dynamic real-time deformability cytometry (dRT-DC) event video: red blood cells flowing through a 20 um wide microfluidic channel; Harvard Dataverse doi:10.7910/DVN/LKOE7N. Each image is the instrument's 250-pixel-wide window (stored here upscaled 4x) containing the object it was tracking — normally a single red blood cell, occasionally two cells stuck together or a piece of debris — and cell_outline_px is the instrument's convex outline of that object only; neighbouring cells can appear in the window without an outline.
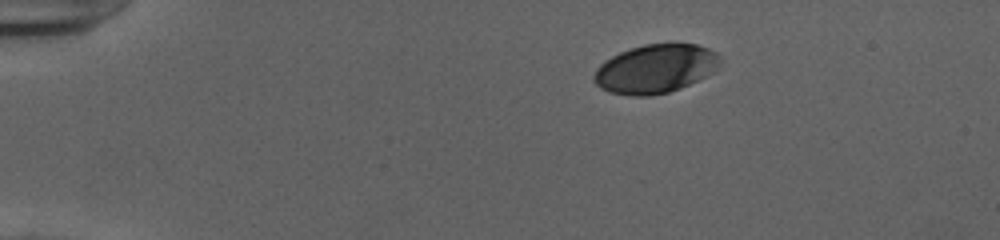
{"species": "human", "species_latin": "Homo sapiens", "temperature_condition": "cold", "stored_images_in_passage": 44, "camera_frame_rate_fps": 3000, "um_per_image_px": 0.085, "donor": {"sex": "female"}, "frame": {"image": 1, "passage_image": 1, "time_ms": 0.0, "image_size_px": [1000, 240], "cell_outline_px": [[720, 64], [708, 76], [680, 88], [668, 92], [648, 96], [632, 96], [608, 92], [600, 88], [592, 80], [592, 76], [596, 68], [600, 64], [612, 56], [620, 52], [644, 44], [672, 40], [676, 40], [696, 44], [708, 48], [716, 52], [720, 56]], "centroid_in_image_um": [55.72, 5.81], "position_along_channel_um": 29.3, "area_um2": 36.7}}
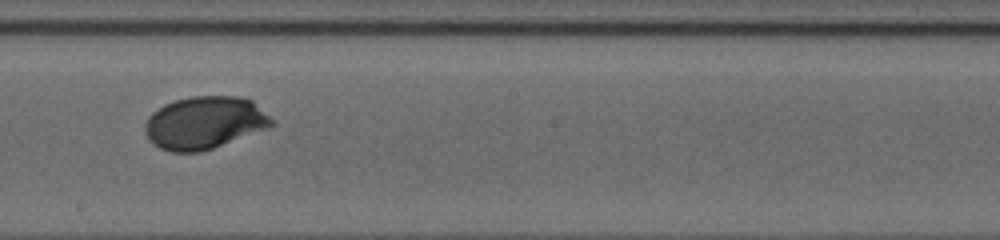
{"frame": {"image": 2, "passage_image": 23, "time_ms": 7.333, "image_size_px": [1000, 240], "cell_outline_px": [[276, 124], [268, 128], [212, 148], [200, 152], [172, 152], [160, 148], [148, 140], [144, 132], [144, 124], [148, 116], [152, 112], [164, 104], [176, 100], [192, 96], [240, 96], [252, 100]], "centroid_in_image_um": [17.35, 10.43], "position_along_channel_um": 230.9, "area_um2": 38.78}}
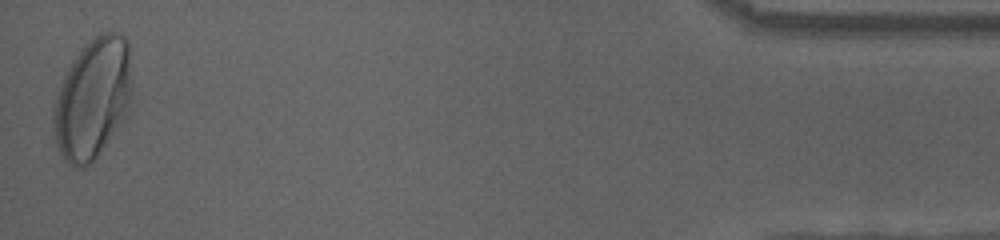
{"frame": {"image": 3, "passage_image": 44, "time_ms": 14.333, "image_size_px": [1000, 240], "cell_outline_px": [[132, 96], [128, 112], [124, 120], [96, 156], [84, 168], [76, 168], [68, 164], [64, 160], [60, 152], [56, 140], [52, 120], [52, 116], [56, 96], [60, 84], [64, 76], [84, 44], [96, 36], [104, 32], [120, 32], [128, 40], [132, 84]], "centroid_in_image_um": [7.9, 8.36], "position_along_channel_um": 427.3, "area_um2": 55.14}, "authors_computed_cell_mechanics": {"area_um2": 37.8879, "velocity_mm_per_s": 3.9065, "shape_relaxation_time_tau1_ms": 2.2022, "shape_relaxation_time_tau2_ms": null, "deformation_change_tau1": 0.1343, "deformation_change_tau2": null}}